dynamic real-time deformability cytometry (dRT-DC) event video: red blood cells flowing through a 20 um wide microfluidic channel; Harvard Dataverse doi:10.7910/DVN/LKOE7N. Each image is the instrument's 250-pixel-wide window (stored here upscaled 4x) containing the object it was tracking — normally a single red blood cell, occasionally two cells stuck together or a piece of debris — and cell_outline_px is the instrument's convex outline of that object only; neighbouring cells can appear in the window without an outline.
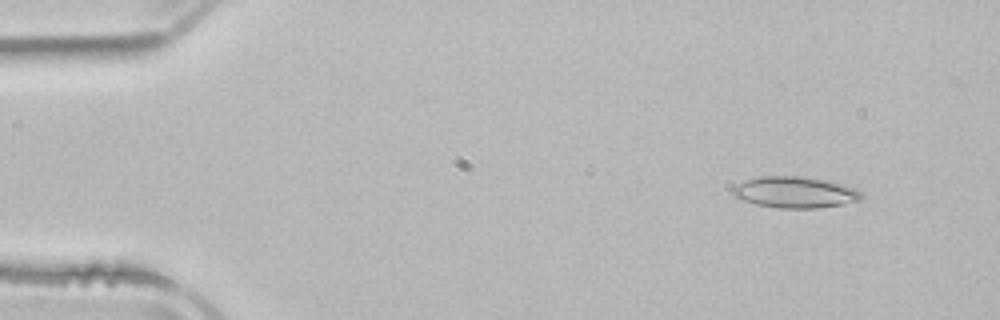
{"species": "common noctule bat (a hibernating species)", "species_latin": "Nyctalus noctula", "temperature_condition": "room temperature", "stored_images_in_passage": 3, "camera_frame_rate_fps": 3000, "um_per_image_px": 0.085, "animal": {"sex": "male", "body_mass_g": 21.5, "forearm_length_mm": 52.0}, "frame": {"image": 1, "passage_image": 1, "time_ms": 0.0, "image_size_px": [1000, 320], "cell_outline_px": [[864, 196], [860, 200], [844, 204], [816, 208], [780, 208], [756, 204], [732, 196], [732, 188], [736, 184], [760, 176], [804, 176], [828, 180], [844, 184], [856, 188]], "centroid_in_image_um": [67.6, 16.33], "position_along_channel_um": 17.4, "area_um2": 23.58}}